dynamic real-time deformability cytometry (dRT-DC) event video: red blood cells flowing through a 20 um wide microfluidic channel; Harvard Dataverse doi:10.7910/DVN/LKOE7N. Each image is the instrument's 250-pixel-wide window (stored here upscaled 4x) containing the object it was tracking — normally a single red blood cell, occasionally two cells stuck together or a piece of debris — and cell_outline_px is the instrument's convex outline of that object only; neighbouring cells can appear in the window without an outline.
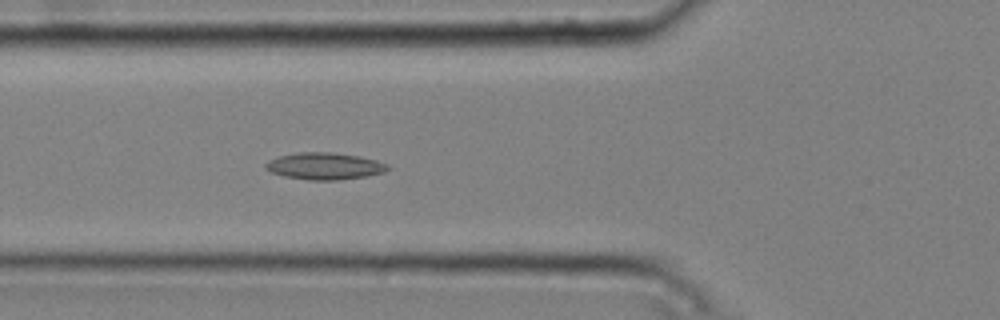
{"species": "common noctule bat (a hibernating species)", "species_latin": "Nyctalus noctula", "temperature_condition": "cold", "stored_images_in_passage": 4, "camera_frame_rate_fps": 3000, "um_per_image_px": 0.085, "animal": {"sex": "male", "body_mass_g": 20.4}, "frame": {"image": 1, "passage_image": 4, "time_ms": 1.0, "image_size_px": [1000, 320], "cell_outline_px": [[392, 168], [384, 172], [368, 176], [336, 180], [308, 180], [284, 176], [272, 172], [264, 168], [264, 164], [268, 160], [280, 156], [300, 152], [332, 152], [360, 156], [376, 160], [388, 164]], "centroid_in_image_um": [27.61, 14.12], "position_along_channel_um": 98.2, "area_um2": 19.25}}